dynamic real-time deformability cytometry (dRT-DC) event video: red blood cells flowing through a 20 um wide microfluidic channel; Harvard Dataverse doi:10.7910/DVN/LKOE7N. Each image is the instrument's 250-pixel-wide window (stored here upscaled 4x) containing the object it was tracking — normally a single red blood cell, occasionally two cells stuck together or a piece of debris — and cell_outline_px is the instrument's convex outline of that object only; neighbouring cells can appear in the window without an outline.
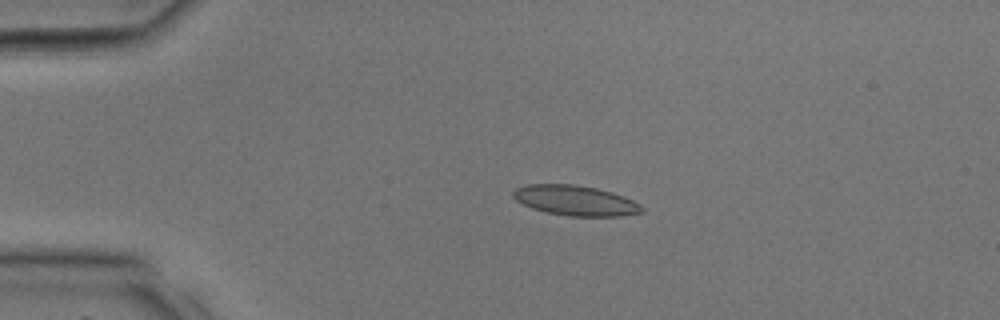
{"species": "common noctule bat (a hibernating species)", "species_latin": "Nyctalus noctula", "temperature_condition": "room temperature", "stored_images_in_passage": 12, "camera_frame_rate_fps": 3000, "um_per_image_px": 0.085, "animal": {"sex": "male", "body_mass_g": 17.9, "forearm_length_mm": 54.2}, "frame": {"image": 1, "passage_image": 7, "time_ms": 2.0, "image_size_px": [1000, 320], "cell_outline_px": [[644, 212], [620, 216], [568, 216], [548, 212], [532, 208], [516, 200], [512, 196], [512, 192], [516, 188], [528, 184], [576, 184], [596, 188], [612, 192], [624, 196], [640, 204], [644, 208]], "centroid_in_image_um": [48.92, 17.04], "position_along_channel_um": 36.1, "area_um2": 22.6}}
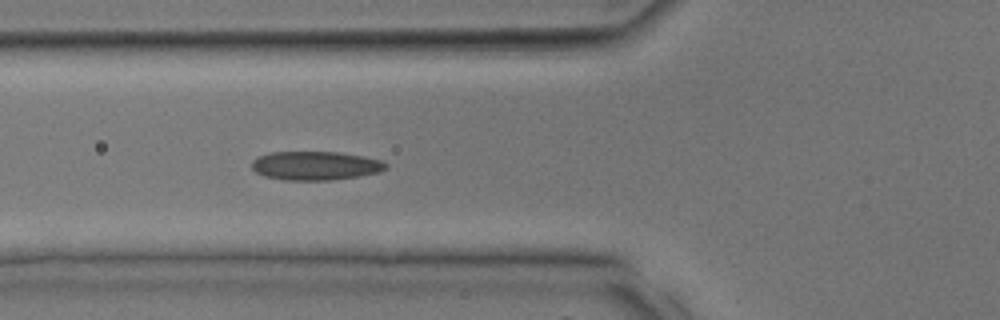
{"frame": {"image": 2, "passage_image": 12, "time_ms": 3.667, "image_size_px": [1000, 320], "cell_outline_px": [[388, 168], [380, 172], [332, 180], [284, 180], [264, 176], [256, 172], [252, 168], [252, 160], [260, 156], [272, 152], [340, 152], [364, 156], [380, 160], [388, 164]], "centroid_in_image_um": [26.83, 14.08], "position_along_channel_um": 99.0, "area_um2": 22.48}}